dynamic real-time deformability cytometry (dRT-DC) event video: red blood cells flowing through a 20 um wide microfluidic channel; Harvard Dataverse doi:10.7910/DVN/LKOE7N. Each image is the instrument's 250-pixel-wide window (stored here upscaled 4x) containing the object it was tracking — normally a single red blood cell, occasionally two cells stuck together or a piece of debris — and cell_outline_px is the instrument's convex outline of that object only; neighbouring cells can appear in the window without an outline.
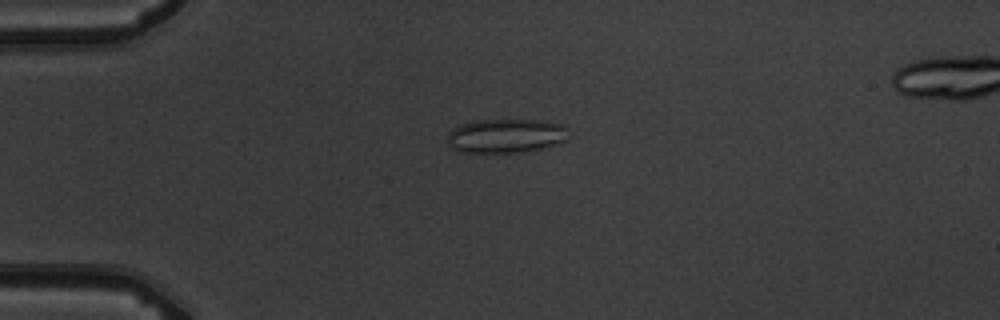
{"species": "common noctule bat (a hibernating species)", "species_latin": "Nyctalus noctula", "temperature_condition": "warm", "stored_images_in_passage": 5, "camera_frame_rate_fps": 3000, "um_per_image_px": 0.085, "animal": {"sex": "male", "body_mass_g": 19.5, "forearm_length_mm": 54.6}, "frame": {"image": 1, "passage_image": 3, "time_ms": 3.333, "image_size_px": [1000, 320], "cell_outline_px": [[568, 140], [544, 148], [524, 152], [464, 152], [448, 144], [448, 132], [452, 128], [476, 120], [548, 120], [564, 124]], "centroid_in_image_um": [43.06, 11.53], "position_along_channel_um": 41.9, "area_um2": 24.04}}